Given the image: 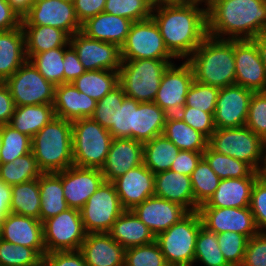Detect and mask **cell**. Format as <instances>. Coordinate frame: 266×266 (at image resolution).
I'll list each match as a JSON object with an SVG mask.
<instances>
[{
    "label": "cell",
    "instance_id": "65",
    "mask_svg": "<svg viewBox=\"0 0 266 266\" xmlns=\"http://www.w3.org/2000/svg\"><path fill=\"white\" fill-rule=\"evenodd\" d=\"M252 41L256 44L261 61L266 69V37L256 36Z\"/></svg>",
    "mask_w": 266,
    "mask_h": 266
},
{
    "label": "cell",
    "instance_id": "3",
    "mask_svg": "<svg viewBox=\"0 0 266 266\" xmlns=\"http://www.w3.org/2000/svg\"><path fill=\"white\" fill-rule=\"evenodd\" d=\"M186 61L196 82L218 88L235 85L234 40L208 35Z\"/></svg>",
    "mask_w": 266,
    "mask_h": 266
},
{
    "label": "cell",
    "instance_id": "59",
    "mask_svg": "<svg viewBox=\"0 0 266 266\" xmlns=\"http://www.w3.org/2000/svg\"><path fill=\"white\" fill-rule=\"evenodd\" d=\"M106 0H75L73 2L79 22L82 24L87 19L104 11Z\"/></svg>",
    "mask_w": 266,
    "mask_h": 266
},
{
    "label": "cell",
    "instance_id": "43",
    "mask_svg": "<svg viewBox=\"0 0 266 266\" xmlns=\"http://www.w3.org/2000/svg\"><path fill=\"white\" fill-rule=\"evenodd\" d=\"M126 98L120 84L107 93L100 101H97L92 119L98 122L106 130L117 128V116Z\"/></svg>",
    "mask_w": 266,
    "mask_h": 266
},
{
    "label": "cell",
    "instance_id": "36",
    "mask_svg": "<svg viewBox=\"0 0 266 266\" xmlns=\"http://www.w3.org/2000/svg\"><path fill=\"white\" fill-rule=\"evenodd\" d=\"M180 149L163 134L143 144V164L154 174L170 169Z\"/></svg>",
    "mask_w": 266,
    "mask_h": 266
},
{
    "label": "cell",
    "instance_id": "15",
    "mask_svg": "<svg viewBox=\"0 0 266 266\" xmlns=\"http://www.w3.org/2000/svg\"><path fill=\"white\" fill-rule=\"evenodd\" d=\"M69 44L76 51L86 71L120 70L122 59L118 45L89 38L81 31L70 37Z\"/></svg>",
    "mask_w": 266,
    "mask_h": 266
},
{
    "label": "cell",
    "instance_id": "26",
    "mask_svg": "<svg viewBox=\"0 0 266 266\" xmlns=\"http://www.w3.org/2000/svg\"><path fill=\"white\" fill-rule=\"evenodd\" d=\"M154 186L155 196L180 204L189 212L198 210L190 176L169 169L155 174Z\"/></svg>",
    "mask_w": 266,
    "mask_h": 266
},
{
    "label": "cell",
    "instance_id": "37",
    "mask_svg": "<svg viewBox=\"0 0 266 266\" xmlns=\"http://www.w3.org/2000/svg\"><path fill=\"white\" fill-rule=\"evenodd\" d=\"M72 84L82 93L100 101L119 84V72L112 70L85 71Z\"/></svg>",
    "mask_w": 266,
    "mask_h": 266
},
{
    "label": "cell",
    "instance_id": "17",
    "mask_svg": "<svg viewBox=\"0 0 266 266\" xmlns=\"http://www.w3.org/2000/svg\"><path fill=\"white\" fill-rule=\"evenodd\" d=\"M235 85L266 92V69L252 40H234Z\"/></svg>",
    "mask_w": 266,
    "mask_h": 266
},
{
    "label": "cell",
    "instance_id": "34",
    "mask_svg": "<svg viewBox=\"0 0 266 266\" xmlns=\"http://www.w3.org/2000/svg\"><path fill=\"white\" fill-rule=\"evenodd\" d=\"M54 118L53 104L15 106L8 124L32 138Z\"/></svg>",
    "mask_w": 266,
    "mask_h": 266
},
{
    "label": "cell",
    "instance_id": "19",
    "mask_svg": "<svg viewBox=\"0 0 266 266\" xmlns=\"http://www.w3.org/2000/svg\"><path fill=\"white\" fill-rule=\"evenodd\" d=\"M104 181L101 169L72 165L63 170V193L68 207L80 210Z\"/></svg>",
    "mask_w": 266,
    "mask_h": 266
},
{
    "label": "cell",
    "instance_id": "32",
    "mask_svg": "<svg viewBox=\"0 0 266 266\" xmlns=\"http://www.w3.org/2000/svg\"><path fill=\"white\" fill-rule=\"evenodd\" d=\"M167 117L154 102H140L134 110V140L144 144L163 134Z\"/></svg>",
    "mask_w": 266,
    "mask_h": 266
},
{
    "label": "cell",
    "instance_id": "71",
    "mask_svg": "<svg viewBox=\"0 0 266 266\" xmlns=\"http://www.w3.org/2000/svg\"><path fill=\"white\" fill-rule=\"evenodd\" d=\"M2 217H0V238H1V227H2Z\"/></svg>",
    "mask_w": 266,
    "mask_h": 266
},
{
    "label": "cell",
    "instance_id": "27",
    "mask_svg": "<svg viewBox=\"0 0 266 266\" xmlns=\"http://www.w3.org/2000/svg\"><path fill=\"white\" fill-rule=\"evenodd\" d=\"M132 23L130 19L101 12L83 22L81 32L89 38L121 47L126 41Z\"/></svg>",
    "mask_w": 266,
    "mask_h": 266
},
{
    "label": "cell",
    "instance_id": "39",
    "mask_svg": "<svg viewBox=\"0 0 266 266\" xmlns=\"http://www.w3.org/2000/svg\"><path fill=\"white\" fill-rule=\"evenodd\" d=\"M203 158L220 179L261 176V173L255 171L248 163L220 154L209 146L203 152Z\"/></svg>",
    "mask_w": 266,
    "mask_h": 266
},
{
    "label": "cell",
    "instance_id": "33",
    "mask_svg": "<svg viewBox=\"0 0 266 266\" xmlns=\"http://www.w3.org/2000/svg\"><path fill=\"white\" fill-rule=\"evenodd\" d=\"M40 187V216L41 222L67 210L62 185V171L56 173H42L38 178Z\"/></svg>",
    "mask_w": 266,
    "mask_h": 266
},
{
    "label": "cell",
    "instance_id": "11",
    "mask_svg": "<svg viewBox=\"0 0 266 266\" xmlns=\"http://www.w3.org/2000/svg\"><path fill=\"white\" fill-rule=\"evenodd\" d=\"M122 60L176 59L168 50L152 17L131 24L120 47Z\"/></svg>",
    "mask_w": 266,
    "mask_h": 266
},
{
    "label": "cell",
    "instance_id": "10",
    "mask_svg": "<svg viewBox=\"0 0 266 266\" xmlns=\"http://www.w3.org/2000/svg\"><path fill=\"white\" fill-rule=\"evenodd\" d=\"M46 253L79 250L86 237L80 210L68 208L42 222Z\"/></svg>",
    "mask_w": 266,
    "mask_h": 266
},
{
    "label": "cell",
    "instance_id": "73",
    "mask_svg": "<svg viewBox=\"0 0 266 266\" xmlns=\"http://www.w3.org/2000/svg\"><path fill=\"white\" fill-rule=\"evenodd\" d=\"M65 1H69V2H72L73 3L75 0H65Z\"/></svg>",
    "mask_w": 266,
    "mask_h": 266
},
{
    "label": "cell",
    "instance_id": "47",
    "mask_svg": "<svg viewBox=\"0 0 266 266\" xmlns=\"http://www.w3.org/2000/svg\"><path fill=\"white\" fill-rule=\"evenodd\" d=\"M131 21H141L151 17L150 0H106L104 11Z\"/></svg>",
    "mask_w": 266,
    "mask_h": 266
},
{
    "label": "cell",
    "instance_id": "13",
    "mask_svg": "<svg viewBox=\"0 0 266 266\" xmlns=\"http://www.w3.org/2000/svg\"><path fill=\"white\" fill-rule=\"evenodd\" d=\"M21 25L51 26L65 31L70 37L81 31L74 4L65 0H39L22 18Z\"/></svg>",
    "mask_w": 266,
    "mask_h": 266
},
{
    "label": "cell",
    "instance_id": "21",
    "mask_svg": "<svg viewBox=\"0 0 266 266\" xmlns=\"http://www.w3.org/2000/svg\"><path fill=\"white\" fill-rule=\"evenodd\" d=\"M155 174L144 164L129 170L112 181L125 210H132L137 204L155 194Z\"/></svg>",
    "mask_w": 266,
    "mask_h": 266
},
{
    "label": "cell",
    "instance_id": "67",
    "mask_svg": "<svg viewBox=\"0 0 266 266\" xmlns=\"http://www.w3.org/2000/svg\"><path fill=\"white\" fill-rule=\"evenodd\" d=\"M258 36H260V37H266V18L264 20V23L261 26V29L259 31Z\"/></svg>",
    "mask_w": 266,
    "mask_h": 266
},
{
    "label": "cell",
    "instance_id": "51",
    "mask_svg": "<svg viewBox=\"0 0 266 266\" xmlns=\"http://www.w3.org/2000/svg\"><path fill=\"white\" fill-rule=\"evenodd\" d=\"M245 126L266 143V92H254Z\"/></svg>",
    "mask_w": 266,
    "mask_h": 266
},
{
    "label": "cell",
    "instance_id": "16",
    "mask_svg": "<svg viewBox=\"0 0 266 266\" xmlns=\"http://www.w3.org/2000/svg\"><path fill=\"white\" fill-rule=\"evenodd\" d=\"M197 211L200 215L202 226L216 234L232 231L243 234L250 239L259 233L249 207H199Z\"/></svg>",
    "mask_w": 266,
    "mask_h": 266
},
{
    "label": "cell",
    "instance_id": "54",
    "mask_svg": "<svg viewBox=\"0 0 266 266\" xmlns=\"http://www.w3.org/2000/svg\"><path fill=\"white\" fill-rule=\"evenodd\" d=\"M249 208L259 232H266V178L262 175L254 183Z\"/></svg>",
    "mask_w": 266,
    "mask_h": 266
},
{
    "label": "cell",
    "instance_id": "24",
    "mask_svg": "<svg viewBox=\"0 0 266 266\" xmlns=\"http://www.w3.org/2000/svg\"><path fill=\"white\" fill-rule=\"evenodd\" d=\"M125 248L108 233H88L80 246L87 266H124Z\"/></svg>",
    "mask_w": 266,
    "mask_h": 266
},
{
    "label": "cell",
    "instance_id": "30",
    "mask_svg": "<svg viewBox=\"0 0 266 266\" xmlns=\"http://www.w3.org/2000/svg\"><path fill=\"white\" fill-rule=\"evenodd\" d=\"M26 61L22 27L0 31V81L11 77Z\"/></svg>",
    "mask_w": 266,
    "mask_h": 266
},
{
    "label": "cell",
    "instance_id": "42",
    "mask_svg": "<svg viewBox=\"0 0 266 266\" xmlns=\"http://www.w3.org/2000/svg\"><path fill=\"white\" fill-rule=\"evenodd\" d=\"M194 263H202L204 266H231L220 250L217 234L204 226L200 227L196 239Z\"/></svg>",
    "mask_w": 266,
    "mask_h": 266
},
{
    "label": "cell",
    "instance_id": "52",
    "mask_svg": "<svg viewBox=\"0 0 266 266\" xmlns=\"http://www.w3.org/2000/svg\"><path fill=\"white\" fill-rule=\"evenodd\" d=\"M139 101L126 97L117 116V128L109 130L113 138L134 139V110H137Z\"/></svg>",
    "mask_w": 266,
    "mask_h": 266
},
{
    "label": "cell",
    "instance_id": "72",
    "mask_svg": "<svg viewBox=\"0 0 266 266\" xmlns=\"http://www.w3.org/2000/svg\"><path fill=\"white\" fill-rule=\"evenodd\" d=\"M261 175L266 178V171H262Z\"/></svg>",
    "mask_w": 266,
    "mask_h": 266
},
{
    "label": "cell",
    "instance_id": "2",
    "mask_svg": "<svg viewBox=\"0 0 266 266\" xmlns=\"http://www.w3.org/2000/svg\"><path fill=\"white\" fill-rule=\"evenodd\" d=\"M266 18V0H216L207 9L208 35L219 39L252 40Z\"/></svg>",
    "mask_w": 266,
    "mask_h": 266
},
{
    "label": "cell",
    "instance_id": "5",
    "mask_svg": "<svg viewBox=\"0 0 266 266\" xmlns=\"http://www.w3.org/2000/svg\"><path fill=\"white\" fill-rule=\"evenodd\" d=\"M175 59L122 60L119 84L126 97L139 102H154L161 79Z\"/></svg>",
    "mask_w": 266,
    "mask_h": 266
},
{
    "label": "cell",
    "instance_id": "25",
    "mask_svg": "<svg viewBox=\"0 0 266 266\" xmlns=\"http://www.w3.org/2000/svg\"><path fill=\"white\" fill-rule=\"evenodd\" d=\"M97 101L80 92L72 83L55 86L53 108L55 117L73 122L83 118H91Z\"/></svg>",
    "mask_w": 266,
    "mask_h": 266
},
{
    "label": "cell",
    "instance_id": "1",
    "mask_svg": "<svg viewBox=\"0 0 266 266\" xmlns=\"http://www.w3.org/2000/svg\"><path fill=\"white\" fill-rule=\"evenodd\" d=\"M151 17L157 24L167 50L186 61L208 36L207 9L196 4L152 8Z\"/></svg>",
    "mask_w": 266,
    "mask_h": 266
},
{
    "label": "cell",
    "instance_id": "61",
    "mask_svg": "<svg viewBox=\"0 0 266 266\" xmlns=\"http://www.w3.org/2000/svg\"><path fill=\"white\" fill-rule=\"evenodd\" d=\"M22 19L6 0H0V31H8L21 26Z\"/></svg>",
    "mask_w": 266,
    "mask_h": 266
},
{
    "label": "cell",
    "instance_id": "23",
    "mask_svg": "<svg viewBox=\"0 0 266 266\" xmlns=\"http://www.w3.org/2000/svg\"><path fill=\"white\" fill-rule=\"evenodd\" d=\"M143 143L131 138H113L101 172L112 182L131 169L143 164Z\"/></svg>",
    "mask_w": 266,
    "mask_h": 266
},
{
    "label": "cell",
    "instance_id": "69",
    "mask_svg": "<svg viewBox=\"0 0 266 266\" xmlns=\"http://www.w3.org/2000/svg\"><path fill=\"white\" fill-rule=\"evenodd\" d=\"M1 147H2V135H1V126H0V152H1Z\"/></svg>",
    "mask_w": 266,
    "mask_h": 266
},
{
    "label": "cell",
    "instance_id": "66",
    "mask_svg": "<svg viewBox=\"0 0 266 266\" xmlns=\"http://www.w3.org/2000/svg\"><path fill=\"white\" fill-rule=\"evenodd\" d=\"M216 0H190L191 4L202 5V7L208 9ZM204 3V4H202ZM204 5V6H203Z\"/></svg>",
    "mask_w": 266,
    "mask_h": 266
},
{
    "label": "cell",
    "instance_id": "12",
    "mask_svg": "<svg viewBox=\"0 0 266 266\" xmlns=\"http://www.w3.org/2000/svg\"><path fill=\"white\" fill-rule=\"evenodd\" d=\"M15 106L53 104L55 86L27 60L5 81Z\"/></svg>",
    "mask_w": 266,
    "mask_h": 266
},
{
    "label": "cell",
    "instance_id": "45",
    "mask_svg": "<svg viewBox=\"0 0 266 266\" xmlns=\"http://www.w3.org/2000/svg\"><path fill=\"white\" fill-rule=\"evenodd\" d=\"M190 178L195 203L198 206H201L209 200L221 180L204 158L200 160Z\"/></svg>",
    "mask_w": 266,
    "mask_h": 266
},
{
    "label": "cell",
    "instance_id": "63",
    "mask_svg": "<svg viewBox=\"0 0 266 266\" xmlns=\"http://www.w3.org/2000/svg\"><path fill=\"white\" fill-rule=\"evenodd\" d=\"M12 9L22 19L30 10L33 5L31 0H6Z\"/></svg>",
    "mask_w": 266,
    "mask_h": 266
},
{
    "label": "cell",
    "instance_id": "29",
    "mask_svg": "<svg viewBox=\"0 0 266 266\" xmlns=\"http://www.w3.org/2000/svg\"><path fill=\"white\" fill-rule=\"evenodd\" d=\"M108 234L125 249L155 241V235L132 210H125Z\"/></svg>",
    "mask_w": 266,
    "mask_h": 266
},
{
    "label": "cell",
    "instance_id": "44",
    "mask_svg": "<svg viewBox=\"0 0 266 266\" xmlns=\"http://www.w3.org/2000/svg\"><path fill=\"white\" fill-rule=\"evenodd\" d=\"M2 147L0 164L13 162L31 152L32 138L11 127L9 124L1 126Z\"/></svg>",
    "mask_w": 266,
    "mask_h": 266
},
{
    "label": "cell",
    "instance_id": "14",
    "mask_svg": "<svg viewBox=\"0 0 266 266\" xmlns=\"http://www.w3.org/2000/svg\"><path fill=\"white\" fill-rule=\"evenodd\" d=\"M194 82L191 65L184 61L171 64L164 72L154 103L168 115L177 114L186 104V95Z\"/></svg>",
    "mask_w": 266,
    "mask_h": 266
},
{
    "label": "cell",
    "instance_id": "62",
    "mask_svg": "<svg viewBox=\"0 0 266 266\" xmlns=\"http://www.w3.org/2000/svg\"><path fill=\"white\" fill-rule=\"evenodd\" d=\"M12 200L11 185H7L0 180V217L4 218L10 212V205Z\"/></svg>",
    "mask_w": 266,
    "mask_h": 266
},
{
    "label": "cell",
    "instance_id": "20",
    "mask_svg": "<svg viewBox=\"0 0 266 266\" xmlns=\"http://www.w3.org/2000/svg\"><path fill=\"white\" fill-rule=\"evenodd\" d=\"M132 211L152 231L155 237L189 213L180 204L155 195L137 204Z\"/></svg>",
    "mask_w": 266,
    "mask_h": 266
},
{
    "label": "cell",
    "instance_id": "70",
    "mask_svg": "<svg viewBox=\"0 0 266 266\" xmlns=\"http://www.w3.org/2000/svg\"><path fill=\"white\" fill-rule=\"evenodd\" d=\"M39 266H49L44 260L39 264Z\"/></svg>",
    "mask_w": 266,
    "mask_h": 266
},
{
    "label": "cell",
    "instance_id": "46",
    "mask_svg": "<svg viewBox=\"0 0 266 266\" xmlns=\"http://www.w3.org/2000/svg\"><path fill=\"white\" fill-rule=\"evenodd\" d=\"M43 258L32 248L0 238V266L39 265Z\"/></svg>",
    "mask_w": 266,
    "mask_h": 266
},
{
    "label": "cell",
    "instance_id": "48",
    "mask_svg": "<svg viewBox=\"0 0 266 266\" xmlns=\"http://www.w3.org/2000/svg\"><path fill=\"white\" fill-rule=\"evenodd\" d=\"M124 266H168L156 241L125 250Z\"/></svg>",
    "mask_w": 266,
    "mask_h": 266
},
{
    "label": "cell",
    "instance_id": "28",
    "mask_svg": "<svg viewBox=\"0 0 266 266\" xmlns=\"http://www.w3.org/2000/svg\"><path fill=\"white\" fill-rule=\"evenodd\" d=\"M259 177L221 179L209 200L199 207L245 208L249 207L255 181Z\"/></svg>",
    "mask_w": 266,
    "mask_h": 266
},
{
    "label": "cell",
    "instance_id": "40",
    "mask_svg": "<svg viewBox=\"0 0 266 266\" xmlns=\"http://www.w3.org/2000/svg\"><path fill=\"white\" fill-rule=\"evenodd\" d=\"M42 173L32 151L13 162L0 164V180L11 186L38 179Z\"/></svg>",
    "mask_w": 266,
    "mask_h": 266
},
{
    "label": "cell",
    "instance_id": "31",
    "mask_svg": "<svg viewBox=\"0 0 266 266\" xmlns=\"http://www.w3.org/2000/svg\"><path fill=\"white\" fill-rule=\"evenodd\" d=\"M25 35V53L27 60L34 54L50 49L66 47L70 36L63 30L40 25H21Z\"/></svg>",
    "mask_w": 266,
    "mask_h": 266
},
{
    "label": "cell",
    "instance_id": "53",
    "mask_svg": "<svg viewBox=\"0 0 266 266\" xmlns=\"http://www.w3.org/2000/svg\"><path fill=\"white\" fill-rule=\"evenodd\" d=\"M176 115L194 130L203 134L207 139L210 138L216 129L214 113L202 112L199 109L184 106Z\"/></svg>",
    "mask_w": 266,
    "mask_h": 266
},
{
    "label": "cell",
    "instance_id": "38",
    "mask_svg": "<svg viewBox=\"0 0 266 266\" xmlns=\"http://www.w3.org/2000/svg\"><path fill=\"white\" fill-rule=\"evenodd\" d=\"M11 191L10 212L16 215L39 219L41 198L38 179L12 185Z\"/></svg>",
    "mask_w": 266,
    "mask_h": 266
},
{
    "label": "cell",
    "instance_id": "9",
    "mask_svg": "<svg viewBox=\"0 0 266 266\" xmlns=\"http://www.w3.org/2000/svg\"><path fill=\"white\" fill-rule=\"evenodd\" d=\"M124 211L114 184L104 181L80 209V214L87 234L108 233Z\"/></svg>",
    "mask_w": 266,
    "mask_h": 266
},
{
    "label": "cell",
    "instance_id": "68",
    "mask_svg": "<svg viewBox=\"0 0 266 266\" xmlns=\"http://www.w3.org/2000/svg\"><path fill=\"white\" fill-rule=\"evenodd\" d=\"M262 171H266V144H265V162H264V167Z\"/></svg>",
    "mask_w": 266,
    "mask_h": 266
},
{
    "label": "cell",
    "instance_id": "58",
    "mask_svg": "<svg viewBox=\"0 0 266 266\" xmlns=\"http://www.w3.org/2000/svg\"><path fill=\"white\" fill-rule=\"evenodd\" d=\"M202 158L203 152L180 150L177 158L172 163L170 170L179 174L191 176Z\"/></svg>",
    "mask_w": 266,
    "mask_h": 266
},
{
    "label": "cell",
    "instance_id": "8",
    "mask_svg": "<svg viewBox=\"0 0 266 266\" xmlns=\"http://www.w3.org/2000/svg\"><path fill=\"white\" fill-rule=\"evenodd\" d=\"M201 226L198 211H193L155 237L168 266L195 265L196 239Z\"/></svg>",
    "mask_w": 266,
    "mask_h": 266
},
{
    "label": "cell",
    "instance_id": "57",
    "mask_svg": "<svg viewBox=\"0 0 266 266\" xmlns=\"http://www.w3.org/2000/svg\"><path fill=\"white\" fill-rule=\"evenodd\" d=\"M64 83H72L86 70L80 62L74 48L69 44L64 47Z\"/></svg>",
    "mask_w": 266,
    "mask_h": 266
},
{
    "label": "cell",
    "instance_id": "49",
    "mask_svg": "<svg viewBox=\"0 0 266 266\" xmlns=\"http://www.w3.org/2000/svg\"><path fill=\"white\" fill-rule=\"evenodd\" d=\"M248 240L247 236L232 231L217 234L220 250L231 266L242 265Z\"/></svg>",
    "mask_w": 266,
    "mask_h": 266
},
{
    "label": "cell",
    "instance_id": "56",
    "mask_svg": "<svg viewBox=\"0 0 266 266\" xmlns=\"http://www.w3.org/2000/svg\"><path fill=\"white\" fill-rule=\"evenodd\" d=\"M43 260L49 266H87L79 250L46 253Z\"/></svg>",
    "mask_w": 266,
    "mask_h": 266
},
{
    "label": "cell",
    "instance_id": "4",
    "mask_svg": "<svg viewBox=\"0 0 266 266\" xmlns=\"http://www.w3.org/2000/svg\"><path fill=\"white\" fill-rule=\"evenodd\" d=\"M31 151L43 173H56L74 165L72 123L52 119L32 137Z\"/></svg>",
    "mask_w": 266,
    "mask_h": 266
},
{
    "label": "cell",
    "instance_id": "18",
    "mask_svg": "<svg viewBox=\"0 0 266 266\" xmlns=\"http://www.w3.org/2000/svg\"><path fill=\"white\" fill-rule=\"evenodd\" d=\"M253 93L239 85L220 88L213 115L216 129L245 126Z\"/></svg>",
    "mask_w": 266,
    "mask_h": 266
},
{
    "label": "cell",
    "instance_id": "55",
    "mask_svg": "<svg viewBox=\"0 0 266 266\" xmlns=\"http://www.w3.org/2000/svg\"><path fill=\"white\" fill-rule=\"evenodd\" d=\"M242 266H266V232L248 240Z\"/></svg>",
    "mask_w": 266,
    "mask_h": 266
},
{
    "label": "cell",
    "instance_id": "22",
    "mask_svg": "<svg viewBox=\"0 0 266 266\" xmlns=\"http://www.w3.org/2000/svg\"><path fill=\"white\" fill-rule=\"evenodd\" d=\"M1 239L32 248L42 258L46 254L43 224L39 219L9 213L2 219Z\"/></svg>",
    "mask_w": 266,
    "mask_h": 266
},
{
    "label": "cell",
    "instance_id": "35",
    "mask_svg": "<svg viewBox=\"0 0 266 266\" xmlns=\"http://www.w3.org/2000/svg\"><path fill=\"white\" fill-rule=\"evenodd\" d=\"M163 135L183 151L204 152L208 146V139L176 114L168 115Z\"/></svg>",
    "mask_w": 266,
    "mask_h": 266
},
{
    "label": "cell",
    "instance_id": "60",
    "mask_svg": "<svg viewBox=\"0 0 266 266\" xmlns=\"http://www.w3.org/2000/svg\"><path fill=\"white\" fill-rule=\"evenodd\" d=\"M15 104L4 81H0V126L8 124L14 114Z\"/></svg>",
    "mask_w": 266,
    "mask_h": 266
},
{
    "label": "cell",
    "instance_id": "41",
    "mask_svg": "<svg viewBox=\"0 0 266 266\" xmlns=\"http://www.w3.org/2000/svg\"><path fill=\"white\" fill-rule=\"evenodd\" d=\"M38 72L54 86L64 83V47L32 55L28 59Z\"/></svg>",
    "mask_w": 266,
    "mask_h": 266
},
{
    "label": "cell",
    "instance_id": "6",
    "mask_svg": "<svg viewBox=\"0 0 266 266\" xmlns=\"http://www.w3.org/2000/svg\"><path fill=\"white\" fill-rule=\"evenodd\" d=\"M72 123L73 164L82 168L101 169L109 152L113 137L92 118Z\"/></svg>",
    "mask_w": 266,
    "mask_h": 266
},
{
    "label": "cell",
    "instance_id": "50",
    "mask_svg": "<svg viewBox=\"0 0 266 266\" xmlns=\"http://www.w3.org/2000/svg\"><path fill=\"white\" fill-rule=\"evenodd\" d=\"M219 90L218 87L194 80L186 95L185 106L199 109L202 112L214 113Z\"/></svg>",
    "mask_w": 266,
    "mask_h": 266
},
{
    "label": "cell",
    "instance_id": "64",
    "mask_svg": "<svg viewBox=\"0 0 266 266\" xmlns=\"http://www.w3.org/2000/svg\"><path fill=\"white\" fill-rule=\"evenodd\" d=\"M152 8H158L162 6H175L186 5L190 3V0H150Z\"/></svg>",
    "mask_w": 266,
    "mask_h": 266
},
{
    "label": "cell",
    "instance_id": "7",
    "mask_svg": "<svg viewBox=\"0 0 266 266\" xmlns=\"http://www.w3.org/2000/svg\"><path fill=\"white\" fill-rule=\"evenodd\" d=\"M265 144L246 126L215 129L208 139L212 150L246 162L260 173L265 162Z\"/></svg>",
    "mask_w": 266,
    "mask_h": 266
}]
</instances>
